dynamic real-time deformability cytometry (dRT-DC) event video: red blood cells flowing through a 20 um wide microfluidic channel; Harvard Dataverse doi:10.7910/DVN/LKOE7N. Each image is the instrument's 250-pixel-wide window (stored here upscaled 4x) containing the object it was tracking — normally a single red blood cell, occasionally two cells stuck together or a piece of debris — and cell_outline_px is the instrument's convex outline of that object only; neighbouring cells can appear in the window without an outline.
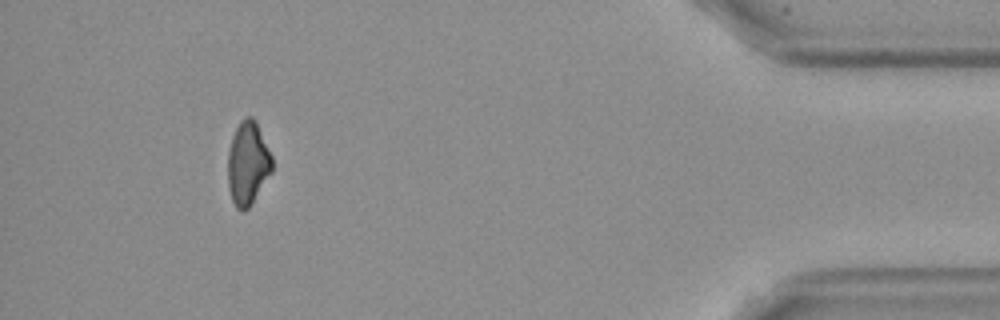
{"species": "Egyptian fruit bat (a non-hibernating species)", "species_latin": "Rousettus aegyptiacus", "temperature_condition": "cold", "stored_images_in_passage": 17, "camera_frame_rate_fps": 3000, "um_per_image_px": 0.085, "frame": {"image": 1, "passage_image": 17, "time_ms": 20.333, "image_size_px": [1000, 320], "cell_outline_px": [[272, 172], [248, 208], [244, 212], [240, 212], [236, 208], [232, 200], [228, 184], [228, 148], [232, 136], [240, 120], [244, 116], [252, 116], [256, 120], [272, 156]], "centroid_in_image_um": [21.06, 13.86], "position_along_channel_um": 414.1, "area_um2": 21.68}, "authors_computed_cell_mechanics": {"area_um2": 20.9236, "velocity_mm_per_s": 3.5636, "shape_relaxation_time_tau1_ms": null, "shape_relaxation_time_tau2_ms": 6.9711, "deformation_change_tau1": null, "deformation_change_tau2": 0.1083}}